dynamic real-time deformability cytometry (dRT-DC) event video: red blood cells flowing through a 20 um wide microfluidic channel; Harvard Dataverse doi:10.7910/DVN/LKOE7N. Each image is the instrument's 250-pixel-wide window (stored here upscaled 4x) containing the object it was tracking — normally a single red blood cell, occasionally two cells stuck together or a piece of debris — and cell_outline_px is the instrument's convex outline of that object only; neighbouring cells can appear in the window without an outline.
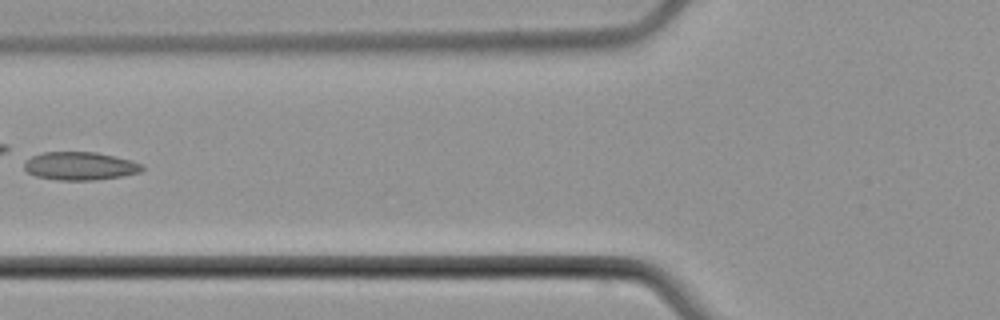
{"species": "common noctule bat (a hibernating species)", "species_latin": "Nyctalus noctula", "temperature_condition": "cold", "stored_images_in_passage": 4, "camera_frame_rate_fps": 3000, "um_per_image_px": 0.085, "animal": {"sex": "male", "body_mass_g": 21.5, "forearm_length_mm": 52.0}, "frame": {"image": 1, "passage_image": 4, "time_ms": 4.0, "image_size_px": [1000, 320], "cell_outline_px": [[144, 168], [140, 172], [120, 176], [96, 180], [60, 180], [36, 176], [28, 172], [24, 168], [24, 160], [32, 156], [44, 152], [96, 152], [132, 160], [144, 164]], "centroid_in_image_um": [6.81, 14.1], "position_along_channel_um": 119.0, "area_um2": 19.36}}